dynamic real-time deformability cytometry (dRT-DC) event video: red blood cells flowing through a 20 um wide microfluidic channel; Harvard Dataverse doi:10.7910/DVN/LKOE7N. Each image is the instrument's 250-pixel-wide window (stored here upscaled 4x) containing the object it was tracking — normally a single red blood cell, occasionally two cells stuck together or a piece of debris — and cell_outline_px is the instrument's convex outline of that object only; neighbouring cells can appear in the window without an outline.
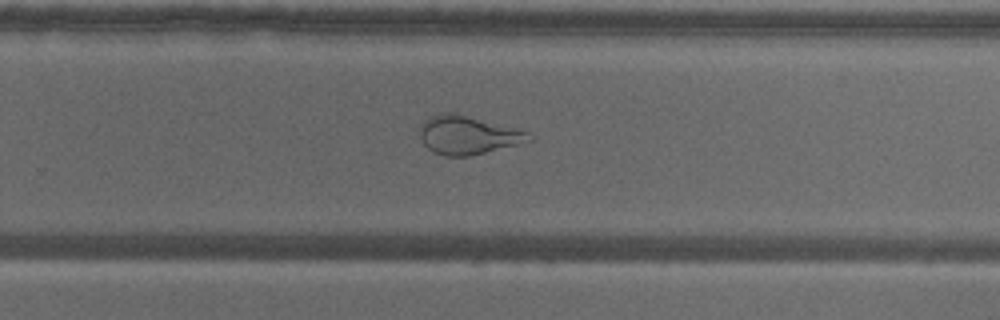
{"species": "common noctule bat (a hibernating species)", "species_latin": "Nyctalus noctula", "temperature_condition": "warm", "stored_images_in_passage": 53, "camera_frame_rate_fps": 3000, "um_per_image_px": 0.085, "animal": {"sex": "male", "body_mass_g": 18.8}, "frame": {"image": 1, "passage_image": 34, "time_ms": 11.0, "image_size_px": [1000, 320], "cell_outline_px": [[532, 140], [468, 156], [444, 156], [432, 152], [420, 140], [420, 124], [428, 116], [468, 116], [528, 132], [532, 136]], "centroid_in_image_um": [39.72, 11.53], "position_along_channel_um": 290.1, "area_um2": 23.41}}
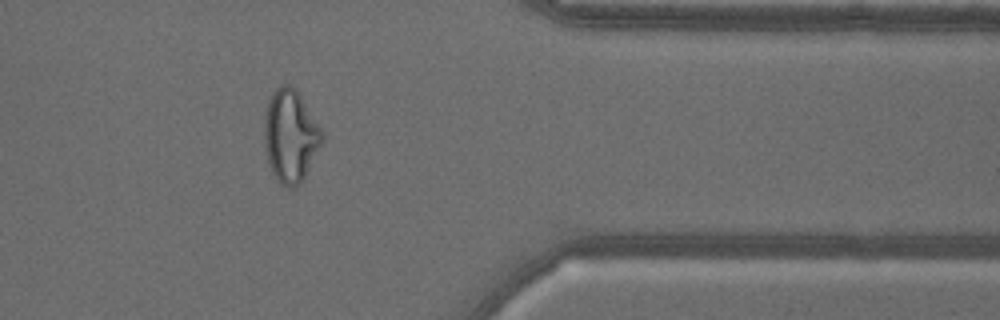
{"frame": {"image": 2, "passage_image": 43, "time_ms": 14.0, "image_size_px": [1000, 320], "cell_outline_px": [[324, 140], [300, 184], [292, 188], [288, 188], [280, 184], [272, 172], [268, 164], [264, 144], [264, 116], [268, 100], [272, 92], [280, 84], [288, 84], [296, 88], [324, 132]], "centroid_in_image_um": [24.68, 11.54], "position_along_channel_um": 386.7, "area_um2": 31.56}}
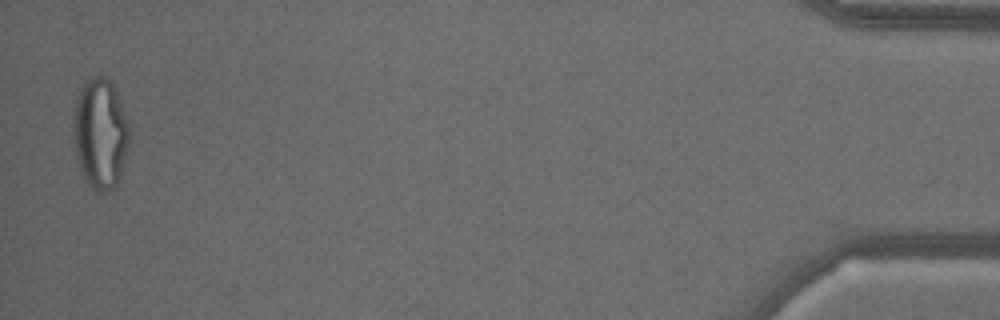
{"frame": {"image": 3, "passage_image": 52, "time_ms": 17.0, "image_size_px": [1000, 320], "cell_outline_px": [[128, 144], [120, 176], [116, 184], [104, 196], [96, 192], [88, 184], [80, 168], [76, 152], [72, 128], [76, 96], [84, 80], [92, 76], [108, 76], [112, 80], [116, 88], [128, 120]], "centroid_in_image_um": [8.51, 11.3], "position_along_channel_um": 426.7, "area_um2": 36.53}}